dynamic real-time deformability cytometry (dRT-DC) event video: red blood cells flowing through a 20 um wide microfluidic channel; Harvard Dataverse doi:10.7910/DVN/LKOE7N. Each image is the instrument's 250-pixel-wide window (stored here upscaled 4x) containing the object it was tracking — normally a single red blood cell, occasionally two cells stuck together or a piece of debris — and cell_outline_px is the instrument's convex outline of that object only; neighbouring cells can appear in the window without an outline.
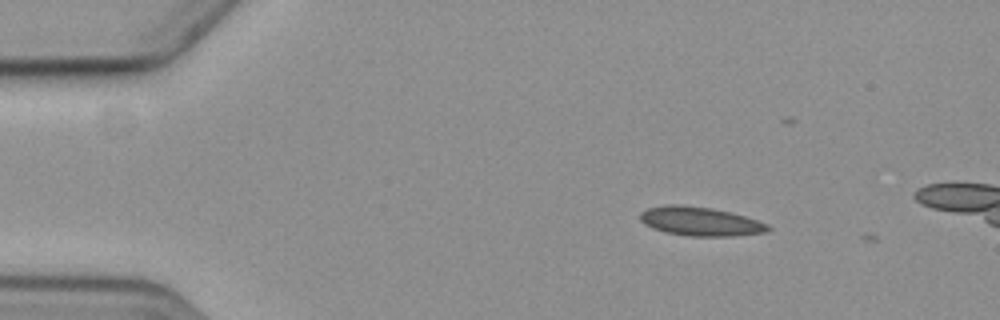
{"species": "common noctule bat (a hibernating species)", "species_latin": "Nyctalus noctula", "temperature_condition": "cold", "stored_images_in_passage": 2, "camera_frame_rate_fps": 3000, "um_per_image_px": 0.085, "animal": {"sex": "female", "body_mass_g": 19.3, "forearm_length_mm": 54.1}, "frame": {"image": 1, "passage_image": 1, "time_ms": 0.0, "image_size_px": [1000, 320], "cell_outline_px": [[772, 228], [768, 232], [736, 236], [688, 236], [664, 232], [652, 228], [644, 224], [640, 220], [640, 212], [648, 208], [672, 204], [676, 204], [712, 208], [744, 216], [768, 224]], "centroid_in_image_um": [59.52, 18.83], "position_along_channel_um": 25.5, "area_um2": 21.56}}